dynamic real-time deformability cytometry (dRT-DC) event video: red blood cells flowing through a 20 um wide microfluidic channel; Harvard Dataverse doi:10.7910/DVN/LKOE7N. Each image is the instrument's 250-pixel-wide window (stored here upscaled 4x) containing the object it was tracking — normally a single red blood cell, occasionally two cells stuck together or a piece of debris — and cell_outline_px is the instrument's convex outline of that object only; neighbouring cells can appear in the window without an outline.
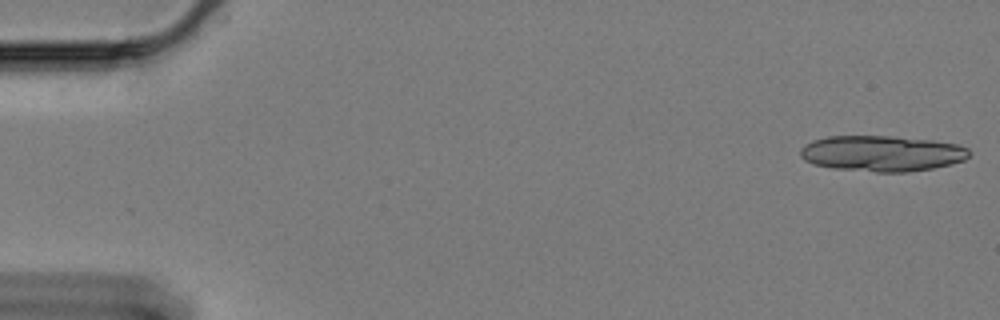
{"species": "Egyptian fruit bat (a non-hibernating species)", "species_latin": "Rousettus aegyptiacus", "temperature_condition": "cold", "stored_images_in_passage": 15, "camera_frame_rate_fps": 3000, "um_per_image_px": 0.085, "animal": {"sex": "female"}, "frame": {"image": 1, "passage_image": 1, "time_ms": 0.0, "image_size_px": [1000, 320], "cell_outline_px": [[972, 152], [964, 160], [952, 164], [932, 168], [908, 172], [876, 172], [832, 168], [812, 164], [804, 160], [800, 156], [800, 148], [804, 144], [812, 140], [828, 136], [892, 136], [932, 140], [956, 144], [968, 148]], "centroid_in_image_um": [74.94, 13.04], "position_along_channel_um": 10.1, "area_um2": 35.49}}